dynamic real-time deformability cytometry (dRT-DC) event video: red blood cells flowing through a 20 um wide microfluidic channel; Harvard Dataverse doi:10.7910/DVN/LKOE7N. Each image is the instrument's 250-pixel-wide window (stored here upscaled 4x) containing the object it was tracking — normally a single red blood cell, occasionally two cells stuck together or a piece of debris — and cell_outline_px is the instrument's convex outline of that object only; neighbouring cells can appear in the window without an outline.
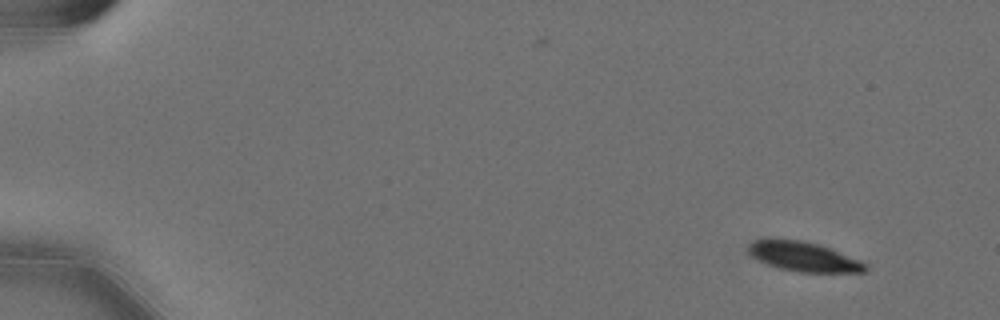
{"species": "Egyptian fruit bat (a non-hibernating species)", "species_latin": "Rousettus aegyptiacus", "temperature_condition": "cold", "stored_images_in_passage": 54, "camera_frame_rate_fps": 3000, "um_per_image_px": 0.085, "animal": {"sex": "female"}, "frame": {"image": 1, "passage_image": 1, "time_ms": 0.0, "image_size_px": [1000, 320], "cell_outline_px": [[868, 268], [864, 272], [796, 272], [780, 268], [756, 260], [748, 252], [748, 244], [752, 240], [800, 240], [816, 244], [828, 248], [860, 260], [868, 264]], "centroid_in_image_um": [68.3, 21.83], "position_along_channel_um": 16.7, "area_um2": 19.83}}
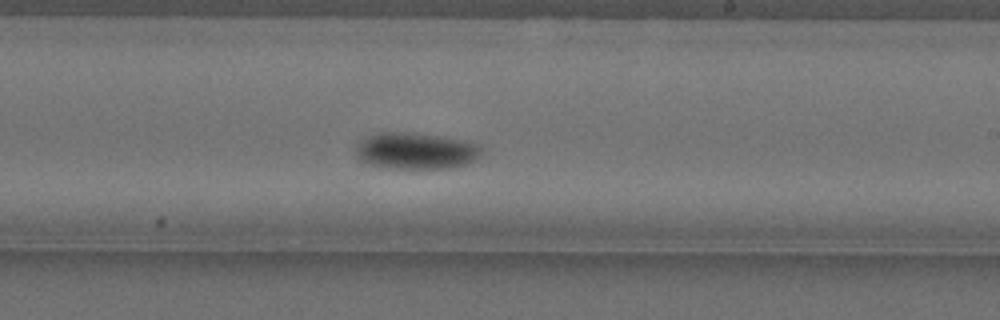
{"frame": {"image": 2, "passage_image": 32, "time_ms": 10.333, "image_size_px": [1000, 320], "cell_outline_px": [[480, 156], [468, 164], [448, 168], [388, 168], [368, 164], [360, 160], [356, 156], [356, 148], [368, 136], [380, 132], [412, 132], [440, 136], [464, 140], [480, 144]], "centroid_in_image_um": [35.37, 12.82], "position_along_channel_um": 253.6, "area_um2": 26.7}}
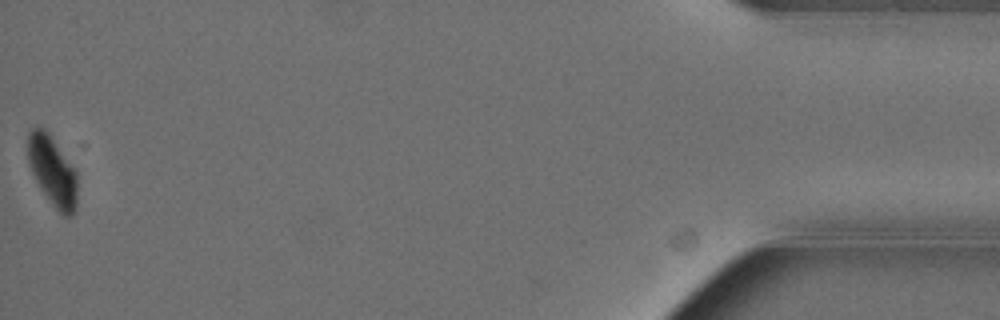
{"frame": {"image": 3, "passage_image": 54, "time_ms": 17.667, "image_size_px": [1000, 320], "cell_outline_px": [[76, 212], [72, 216], [64, 216], [52, 204], [40, 188], [28, 164], [28, 132], [32, 128], [44, 128], [48, 132], [76, 172]], "centroid_in_image_um": [4.45, 14.55], "position_along_channel_um": 430.7, "area_um2": 19.77}, "authors_computed_cell_mechanics": {"area_um2": 23.6691, "velocity_mm_per_s": 3.5481, "shape_relaxation_time_tau1_ms": 3.617, "shape_relaxation_time_tau2_ms": null, "deformation_change_tau1": 0.1276, "deformation_change_tau2": null}}